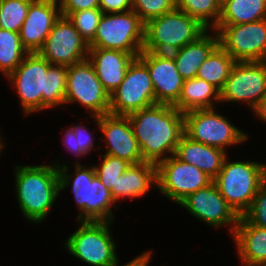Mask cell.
Listing matches in <instances>:
<instances>
[{
    "label": "cell",
    "instance_id": "836d02e7",
    "mask_svg": "<svg viewBox=\"0 0 266 266\" xmlns=\"http://www.w3.org/2000/svg\"><path fill=\"white\" fill-rule=\"evenodd\" d=\"M175 8L176 0H132V10L144 24Z\"/></svg>",
    "mask_w": 266,
    "mask_h": 266
},
{
    "label": "cell",
    "instance_id": "4dcf8cb0",
    "mask_svg": "<svg viewBox=\"0 0 266 266\" xmlns=\"http://www.w3.org/2000/svg\"><path fill=\"white\" fill-rule=\"evenodd\" d=\"M33 0H0V29L20 32Z\"/></svg>",
    "mask_w": 266,
    "mask_h": 266
},
{
    "label": "cell",
    "instance_id": "d6986e66",
    "mask_svg": "<svg viewBox=\"0 0 266 266\" xmlns=\"http://www.w3.org/2000/svg\"><path fill=\"white\" fill-rule=\"evenodd\" d=\"M135 58V55L121 50L102 49L97 47H89L87 56L104 90L109 95H111L124 80L126 71Z\"/></svg>",
    "mask_w": 266,
    "mask_h": 266
},
{
    "label": "cell",
    "instance_id": "ac0fdd59",
    "mask_svg": "<svg viewBox=\"0 0 266 266\" xmlns=\"http://www.w3.org/2000/svg\"><path fill=\"white\" fill-rule=\"evenodd\" d=\"M61 11L57 0H33L20 29L22 45L28 53H38Z\"/></svg>",
    "mask_w": 266,
    "mask_h": 266
},
{
    "label": "cell",
    "instance_id": "ab89813d",
    "mask_svg": "<svg viewBox=\"0 0 266 266\" xmlns=\"http://www.w3.org/2000/svg\"><path fill=\"white\" fill-rule=\"evenodd\" d=\"M254 115L258 119L266 122V96L258 103V105L253 109Z\"/></svg>",
    "mask_w": 266,
    "mask_h": 266
},
{
    "label": "cell",
    "instance_id": "7c38bea8",
    "mask_svg": "<svg viewBox=\"0 0 266 266\" xmlns=\"http://www.w3.org/2000/svg\"><path fill=\"white\" fill-rule=\"evenodd\" d=\"M157 166V187L161 194L179 204L189 194L207 187L213 180L194 165L180 161L174 155Z\"/></svg>",
    "mask_w": 266,
    "mask_h": 266
},
{
    "label": "cell",
    "instance_id": "52a82bcc",
    "mask_svg": "<svg viewBox=\"0 0 266 266\" xmlns=\"http://www.w3.org/2000/svg\"><path fill=\"white\" fill-rule=\"evenodd\" d=\"M145 24L133 11L104 13L89 47L121 50L138 57L143 52Z\"/></svg>",
    "mask_w": 266,
    "mask_h": 266
},
{
    "label": "cell",
    "instance_id": "30bf717a",
    "mask_svg": "<svg viewBox=\"0 0 266 266\" xmlns=\"http://www.w3.org/2000/svg\"><path fill=\"white\" fill-rule=\"evenodd\" d=\"M80 103L92 116L109 114L110 95L88 59L68 66L64 104Z\"/></svg>",
    "mask_w": 266,
    "mask_h": 266
},
{
    "label": "cell",
    "instance_id": "d4e9b609",
    "mask_svg": "<svg viewBox=\"0 0 266 266\" xmlns=\"http://www.w3.org/2000/svg\"><path fill=\"white\" fill-rule=\"evenodd\" d=\"M215 102H221L220 91L207 81L194 77L184 80L181 95L174 107L182 113H187L214 108Z\"/></svg>",
    "mask_w": 266,
    "mask_h": 266
},
{
    "label": "cell",
    "instance_id": "277c9868",
    "mask_svg": "<svg viewBox=\"0 0 266 266\" xmlns=\"http://www.w3.org/2000/svg\"><path fill=\"white\" fill-rule=\"evenodd\" d=\"M207 30L198 20L175 8L145 24L143 51L170 54Z\"/></svg>",
    "mask_w": 266,
    "mask_h": 266
},
{
    "label": "cell",
    "instance_id": "6da1fadb",
    "mask_svg": "<svg viewBox=\"0 0 266 266\" xmlns=\"http://www.w3.org/2000/svg\"><path fill=\"white\" fill-rule=\"evenodd\" d=\"M68 67L50 64L38 53H28L7 78L18 93L21 109L28 116L64 105Z\"/></svg>",
    "mask_w": 266,
    "mask_h": 266
},
{
    "label": "cell",
    "instance_id": "484cf974",
    "mask_svg": "<svg viewBox=\"0 0 266 266\" xmlns=\"http://www.w3.org/2000/svg\"><path fill=\"white\" fill-rule=\"evenodd\" d=\"M266 19V0H224L217 25H239Z\"/></svg>",
    "mask_w": 266,
    "mask_h": 266
},
{
    "label": "cell",
    "instance_id": "b9f144b4",
    "mask_svg": "<svg viewBox=\"0 0 266 266\" xmlns=\"http://www.w3.org/2000/svg\"><path fill=\"white\" fill-rule=\"evenodd\" d=\"M115 266H119V264L115 265ZM121 266H137V257H135L133 260H131L130 262L121 265Z\"/></svg>",
    "mask_w": 266,
    "mask_h": 266
},
{
    "label": "cell",
    "instance_id": "60d3db41",
    "mask_svg": "<svg viewBox=\"0 0 266 266\" xmlns=\"http://www.w3.org/2000/svg\"><path fill=\"white\" fill-rule=\"evenodd\" d=\"M151 255H152V251L149 250L137 256V266H148L150 259L152 258Z\"/></svg>",
    "mask_w": 266,
    "mask_h": 266
},
{
    "label": "cell",
    "instance_id": "ba28073f",
    "mask_svg": "<svg viewBox=\"0 0 266 266\" xmlns=\"http://www.w3.org/2000/svg\"><path fill=\"white\" fill-rule=\"evenodd\" d=\"M184 134L191 140L226 151L230 145L242 144L248 135L215 108L183 113Z\"/></svg>",
    "mask_w": 266,
    "mask_h": 266
},
{
    "label": "cell",
    "instance_id": "3957f363",
    "mask_svg": "<svg viewBox=\"0 0 266 266\" xmlns=\"http://www.w3.org/2000/svg\"><path fill=\"white\" fill-rule=\"evenodd\" d=\"M50 164L14 168L17 202L22 215L32 223L44 221L60 194L58 167Z\"/></svg>",
    "mask_w": 266,
    "mask_h": 266
},
{
    "label": "cell",
    "instance_id": "e575fe53",
    "mask_svg": "<svg viewBox=\"0 0 266 266\" xmlns=\"http://www.w3.org/2000/svg\"><path fill=\"white\" fill-rule=\"evenodd\" d=\"M242 217L252 225L266 228V180L259 187L251 206Z\"/></svg>",
    "mask_w": 266,
    "mask_h": 266
},
{
    "label": "cell",
    "instance_id": "5b68a950",
    "mask_svg": "<svg viewBox=\"0 0 266 266\" xmlns=\"http://www.w3.org/2000/svg\"><path fill=\"white\" fill-rule=\"evenodd\" d=\"M226 157L213 180L221 196L242 216L251 206L261 184L266 180V164L255 161L229 162Z\"/></svg>",
    "mask_w": 266,
    "mask_h": 266
},
{
    "label": "cell",
    "instance_id": "9c48e42d",
    "mask_svg": "<svg viewBox=\"0 0 266 266\" xmlns=\"http://www.w3.org/2000/svg\"><path fill=\"white\" fill-rule=\"evenodd\" d=\"M157 104L148 67L136 57L124 80L110 95V114L127 116Z\"/></svg>",
    "mask_w": 266,
    "mask_h": 266
},
{
    "label": "cell",
    "instance_id": "5bb4252c",
    "mask_svg": "<svg viewBox=\"0 0 266 266\" xmlns=\"http://www.w3.org/2000/svg\"><path fill=\"white\" fill-rule=\"evenodd\" d=\"M88 52V43L68 17L61 15L38 54L50 64L68 67L86 60Z\"/></svg>",
    "mask_w": 266,
    "mask_h": 266
},
{
    "label": "cell",
    "instance_id": "4316f807",
    "mask_svg": "<svg viewBox=\"0 0 266 266\" xmlns=\"http://www.w3.org/2000/svg\"><path fill=\"white\" fill-rule=\"evenodd\" d=\"M236 61L218 44L199 67L197 78L221 91Z\"/></svg>",
    "mask_w": 266,
    "mask_h": 266
},
{
    "label": "cell",
    "instance_id": "83f0119b",
    "mask_svg": "<svg viewBox=\"0 0 266 266\" xmlns=\"http://www.w3.org/2000/svg\"><path fill=\"white\" fill-rule=\"evenodd\" d=\"M110 190L100 181L97 175L89 182L88 203H86V221L113 222L115 217L111 207L114 206Z\"/></svg>",
    "mask_w": 266,
    "mask_h": 266
},
{
    "label": "cell",
    "instance_id": "ffe728a7",
    "mask_svg": "<svg viewBox=\"0 0 266 266\" xmlns=\"http://www.w3.org/2000/svg\"><path fill=\"white\" fill-rule=\"evenodd\" d=\"M226 151L191 140L185 134L178 143L174 156L196 166L214 180L228 156Z\"/></svg>",
    "mask_w": 266,
    "mask_h": 266
},
{
    "label": "cell",
    "instance_id": "7bdbcfd3",
    "mask_svg": "<svg viewBox=\"0 0 266 266\" xmlns=\"http://www.w3.org/2000/svg\"><path fill=\"white\" fill-rule=\"evenodd\" d=\"M3 141V138L0 136V154L2 153V149H4L3 147L5 146L4 142Z\"/></svg>",
    "mask_w": 266,
    "mask_h": 266
},
{
    "label": "cell",
    "instance_id": "f35d334b",
    "mask_svg": "<svg viewBox=\"0 0 266 266\" xmlns=\"http://www.w3.org/2000/svg\"><path fill=\"white\" fill-rule=\"evenodd\" d=\"M63 143L67 147L71 153L78 158V157H83V153L79 148H77V142H76V136L74 134V131L71 127L67 128L65 134L63 135Z\"/></svg>",
    "mask_w": 266,
    "mask_h": 266
},
{
    "label": "cell",
    "instance_id": "d6a6232c",
    "mask_svg": "<svg viewBox=\"0 0 266 266\" xmlns=\"http://www.w3.org/2000/svg\"><path fill=\"white\" fill-rule=\"evenodd\" d=\"M103 14L100 8L85 9L72 12L68 19L73 23L81 37L89 44L95 37Z\"/></svg>",
    "mask_w": 266,
    "mask_h": 266
},
{
    "label": "cell",
    "instance_id": "f1b7e54d",
    "mask_svg": "<svg viewBox=\"0 0 266 266\" xmlns=\"http://www.w3.org/2000/svg\"><path fill=\"white\" fill-rule=\"evenodd\" d=\"M27 54L19 32L0 29V71L6 77L17 68Z\"/></svg>",
    "mask_w": 266,
    "mask_h": 266
},
{
    "label": "cell",
    "instance_id": "603a6c76",
    "mask_svg": "<svg viewBox=\"0 0 266 266\" xmlns=\"http://www.w3.org/2000/svg\"><path fill=\"white\" fill-rule=\"evenodd\" d=\"M207 30L197 40L188 43L181 49L170 53L176 63L179 74L186 80L197 76L199 67L219 44L218 33L208 34ZM215 32V33H214Z\"/></svg>",
    "mask_w": 266,
    "mask_h": 266
},
{
    "label": "cell",
    "instance_id": "e0dca14e",
    "mask_svg": "<svg viewBox=\"0 0 266 266\" xmlns=\"http://www.w3.org/2000/svg\"><path fill=\"white\" fill-rule=\"evenodd\" d=\"M107 143L106 153L121 158L132 164L144 162L140 147L130 124L128 116L105 114L92 116Z\"/></svg>",
    "mask_w": 266,
    "mask_h": 266
},
{
    "label": "cell",
    "instance_id": "74e56055",
    "mask_svg": "<svg viewBox=\"0 0 266 266\" xmlns=\"http://www.w3.org/2000/svg\"><path fill=\"white\" fill-rule=\"evenodd\" d=\"M103 13H124L132 10V0H99Z\"/></svg>",
    "mask_w": 266,
    "mask_h": 266
},
{
    "label": "cell",
    "instance_id": "7402d4cb",
    "mask_svg": "<svg viewBox=\"0 0 266 266\" xmlns=\"http://www.w3.org/2000/svg\"><path fill=\"white\" fill-rule=\"evenodd\" d=\"M154 185L157 187L156 163L144 161L132 164L117 181V189H111V195L115 202L120 199H134L144 196Z\"/></svg>",
    "mask_w": 266,
    "mask_h": 266
},
{
    "label": "cell",
    "instance_id": "8d00e7d4",
    "mask_svg": "<svg viewBox=\"0 0 266 266\" xmlns=\"http://www.w3.org/2000/svg\"><path fill=\"white\" fill-rule=\"evenodd\" d=\"M76 136L77 148L85 155L90 153L94 147V138L84 125L70 126Z\"/></svg>",
    "mask_w": 266,
    "mask_h": 266
},
{
    "label": "cell",
    "instance_id": "7a4b0ae2",
    "mask_svg": "<svg viewBox=\"0 0 266 266\" xmlns=\"http://www.w3.org/2000/svg\"><path fill=\"white\" fill-rule=\"evenodd\" d=\"M127 116L144 161L157 164L174 155L184 135L182 112L172 105L155 104Z\"/></svg>",
    "mask_w": 266,
    "mask_h": 266
},
{
    "label": "cell",
    "instance_id": "4fadbf2b",
    "mask_svg": "<svg viewBox=\"0 0 266 266\" xmlns=\"http://www.w3.org/2000/svg\"><path fill=\"white\" fill-rule=\"evenodd\" d=\"M266 96V61L236 62L220 91L222 102H243L252 110Z\"/></svg>",
    "mask_w": 266,
    "mask_h": 266
},
{
    "label": "cell",
    "instance_id": "8992f818",
    "mask_svg": "<svg viewBox=\"0 0 266 266\" xmlns=\"http://www.w3.org/2000/svg\"><path fill=\"white\" fill-rule=\"evenodd\" d=\"M108 221H79V228L67 238L68 253L92 266L119 264L115 240Z\"/></svg>",
    "mask_w": 266,
    "mask_h": 266
},
{
    "label": "cell",
    "instance_id": "cb8c5ba5",
    "mask_svg": "<svg viewBox=\"0 0 266 266\" xmlns=\"http://www.w3.org/2000/svg\"><path fill=\"white\" fill-rule=\"evenodd\" d=\"M54 165L58 167L60 191L72 186L70 190L74 194L77 207H79V214L76 218L77 222L86 221V203H88L89 182H92V179L96 176L94 166L88 168V166H82L77 161L74 165L75 168H73L75 171H73L74 173H70V175L67 165L59 163H54Z\"/></svg>",
    "mask_w": 266,
    "mask_h": 266
},
{
    "label": "cell",
    "instance_id": "9a60e30c",
    "mask_svg": "<svg viewBox=\"0 0 266 266\" xmlns=\"http://www.w3.org/2000/svg\"><path fill=\"white\" fill-rule=\"evenodd\" d=\"M179 205L185 208L193 217L206 224L216 227H228L234 233L240 216L221 196L216 184L212 182L207 187L189 194Z\"/></svg>",
    "mask_w": 266,
    "mask_h": 266
},
{
    "label": "cell",
    "instance_id": "d590c367",
    "mask_svg": "<svg viewBox=\"0 0 266 266\" xmlns=\"http://www.w3.org/2000/svg\"><path fill=\"white\" fill-rule=\"evenodd\" d=\"M61 15L68 17L72 12L99 8V0H57Z\"/></svg>",
    "mask_w": 266,
    "mask_h": 266
},
{
    "label": "cell",
    "instance_id": "44dd1931",
    "mask_svg": "<svg viewBox=\"0 0 266 266\" xmlns=\"http://www.w3.org/2000/svg\"><path fill=\"white\" fill-rule=\"evenodd\" d=\"M244 266H266V228L257 227L240 216L232 234Z\"/></svg>",
    "mask_w": 266,
    "mask_h": 266
},
{
    "label": "cell",
    "instance_id": "1f68e13d",
    "mask_svg": "<svg viewBox=\"0 0 266 266\" xmlns=\"http://www.w3.org/2000/svg\"><path fill=\"white\" fill-rule=\"evenodd\" d=\"M100 166H94L97 177L109 189H117V181L132 163L127 160L103 154ZM103 158V159H102Z\"/></svg>",
    "mask_w": 266,
    "mask_h": 266
},
{
    "label": "cell",
    "instance_id": "8fae6325",
    "mask_svg": "<svg viewBox=\"0 0 266 266\" xmlns=\"http://www.w3.org/2000/svg\"><path fill=\"white\" fill-rule=\"evenodd\" d=\"M219 45L236 61H266V19L239 25H217Z\"/></svg>",
    "mask_w": 266,
    "mask_h": 266
},
{
    "label": "cell",
    "instance_id": "f546056e",
    "mask_svg": "<svg viewBox=\"0 0 266 266\" xmlns=\"http://www.w3.org/2000/svg\"><path fill=\"white\" fill-rule=\"evenodd\" d=\"M220 0H176V8L213 30L221 16Z\"/></svg>",
    "mask_w": 266,
    "mask_h": 266
},
{
    "label": "cell",
    "instance_id": "2e32d148",
    "mask_svg": "<svg viewBox=\"0 0 266 266\" xmlns=\"http://www.w3.org/2000/svg\"><path fill=\"white\" fill-rule=\"evenodd\" d=\"M138 58L148 67L157 104L174 106L185 79L179 74L173 56L143 51Z\"/></svg>",
    "mask_w": 266,
    "mask_h": 266
}]
</instances>
